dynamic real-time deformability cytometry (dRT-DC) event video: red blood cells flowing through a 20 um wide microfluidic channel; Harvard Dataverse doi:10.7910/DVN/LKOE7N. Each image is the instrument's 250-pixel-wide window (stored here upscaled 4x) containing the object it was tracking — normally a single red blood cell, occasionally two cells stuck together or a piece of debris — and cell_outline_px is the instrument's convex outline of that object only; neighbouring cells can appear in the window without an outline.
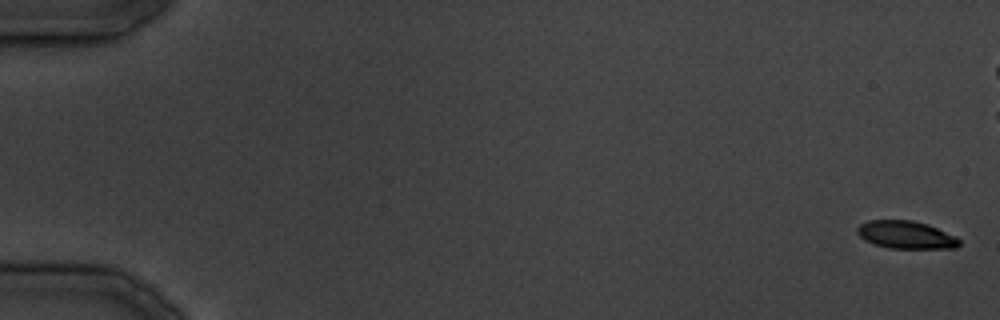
{"species": "common noctule bat (a hibernating species)", "species_latin": "Nyctalus noctula", "temperature_condition": "cold", "stored_images_in_passage": 22, "camera_frame_rate_fps": 3000, "um_per_image_px": 0.085, "animal": {"sex": "male", "body_mass_g": 19.5, "forearm_length_mm": 54.6}, "frame": {"image": 1, "passage_image": 1, "time_ms": 0.0, "image_size_px": [1000, 320], "cell_outline_px": [[960, 244], [956, 248], [888, 248], [864, 240], [856, 232], [856, 228], [860, 224], [868, 220], [912, 220], [928, 224], [956, 236], [960, 240]], "centroid_in_image_um": [77.0, 19.95], "position_along_channel_um": 8.0, "area_um2": 16.53}}
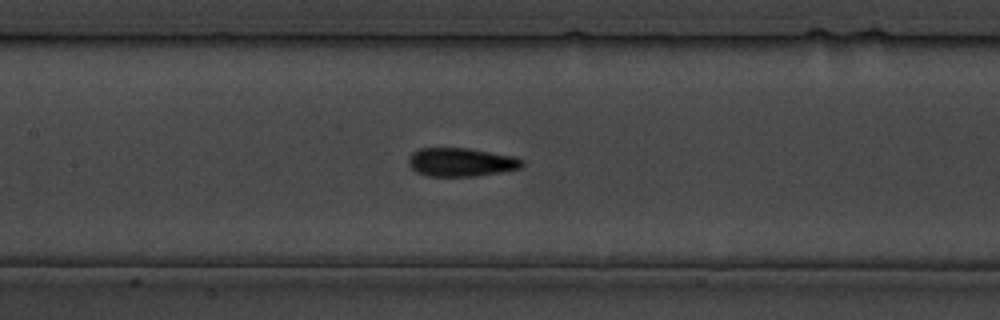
{"frame": {"image": 2, "passage_image": 18, "time_ms": 21.0, "image_size_px": [1000, 320], "cell_outline_px": [[524, 164], [520, 168], [500, 172], [472, 176], [428, 176], [416, 172], [408, 164], [408, 160], [412, 152], [420, 148], [468, 148], [512, 156], [524, 160]], "centroid_in_image_um": [39.16, 13.78], "position_along_channel_um": 168.2, "area_um2": 18.79}}
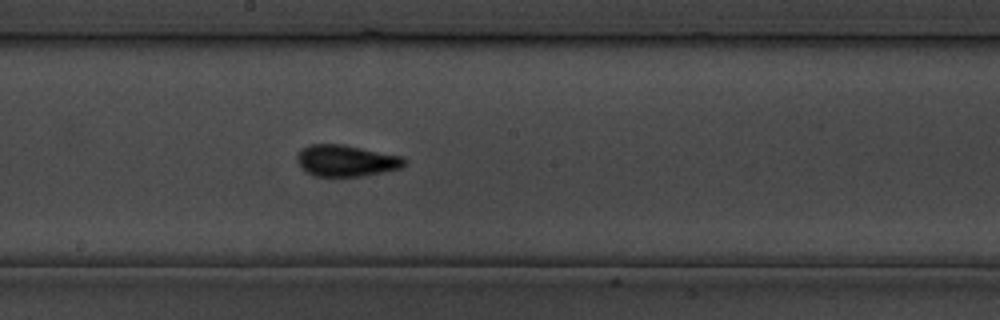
{"frame": {"image": 3, "passage_image": 21, "time_ms": 24.333, "image_size_px": [1000, 320], "cell_outline_px": [[404, 164], [400, 168], [364, 176], [316, 176], [308, 172], [296, 160], [296, 156], [304, 148], [312, 144], [340, 144], [400, 156], [404, 160]], "centroid_in_image_um": [29.4, 13.66], "position_along_channel_um": 218.8, "area_um2": 19.07}}